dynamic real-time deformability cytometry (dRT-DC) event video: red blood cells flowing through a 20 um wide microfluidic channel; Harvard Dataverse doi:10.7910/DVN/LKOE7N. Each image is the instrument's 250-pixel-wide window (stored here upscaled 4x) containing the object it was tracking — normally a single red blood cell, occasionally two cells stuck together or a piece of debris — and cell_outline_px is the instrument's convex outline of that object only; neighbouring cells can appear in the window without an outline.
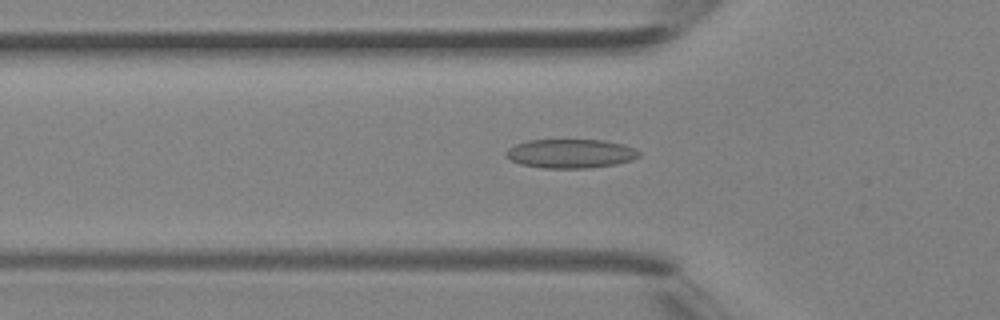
{"species": "Egyptian fruit bat (a non-hibernating species)", "species_latin": "Rousettus aegyptiacus", "temperature_condition": "room temperature", "stored_images_in_passage": 36, "camera_frame_rate_fps": 3000, "um_per_image_px": 0.085, "animal": {"sex": "female"}, "frame": {"image": 1, "passage_image": 10, "time_ms": 3.0, "image_size_px": [1000, 320], "cell_outline_px": [[640, 156], [632, 160], [616, 164], [588, 168], [544, 168], [520, 164], [504, 156], [504, 152], [508, 148], [516, 144], [528, 140], [604, 140], [624, 144], [636, 148], [640, 152]], "centroid_in_image_um": [48.51, 13.05], "position_along_channel_um": 77.3, "area_um2": 22.66}}
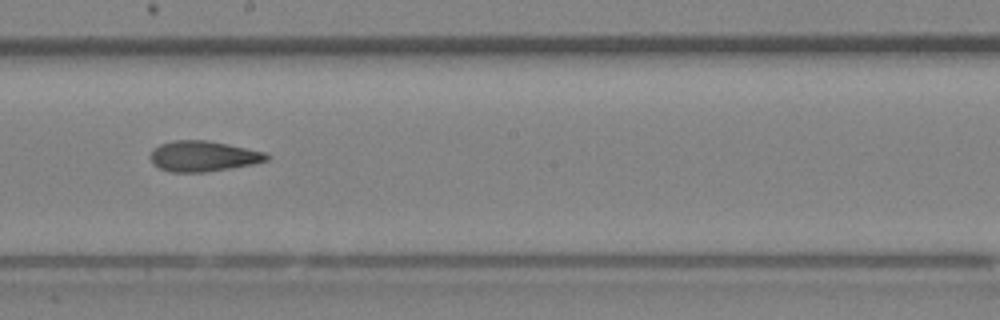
{"frame": {"image": 2, "passage_image": 19, "time_ms": 6.0, "image_size_px": [1000, 320], "cell_outline_px": [[268, 160], [252, 164], [204, 172], [172, 172], [160, 168], [152, 164], [152, 148], [160, 144], [176, 140], [208, 140], [264, 152], [268, 156]], "centroid_in_image_um": [17.24, 13.27], "position_along_channel_um": 231.0, "area_um2": 20.35}}
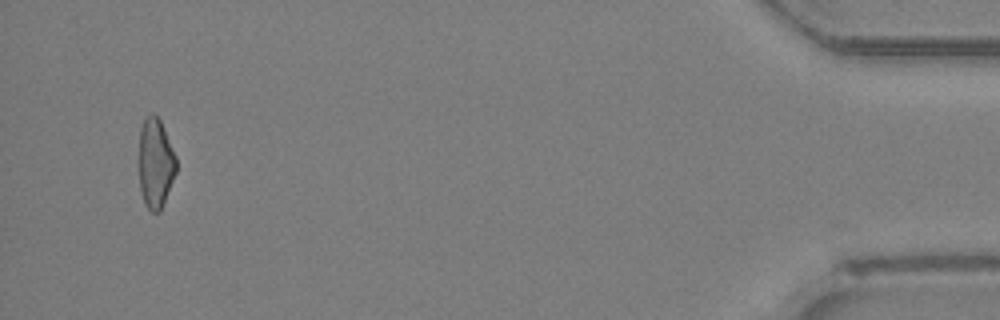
{"frame": {"image": 3, "passage_image": 35, "time_ms": 11.333, "image_size_px": [1000, 320], "cell_outline_px": [[176, 172], [160, 212], [152, 212], [144, 204], [140, 188], [140, 128], [144, 116], [152, 112], [160, 120], [176, 156]], "centroid_in_image_um": [13.22, 13.86], "position_along_channel_um": 422.0, "area_um2": 19.36}}